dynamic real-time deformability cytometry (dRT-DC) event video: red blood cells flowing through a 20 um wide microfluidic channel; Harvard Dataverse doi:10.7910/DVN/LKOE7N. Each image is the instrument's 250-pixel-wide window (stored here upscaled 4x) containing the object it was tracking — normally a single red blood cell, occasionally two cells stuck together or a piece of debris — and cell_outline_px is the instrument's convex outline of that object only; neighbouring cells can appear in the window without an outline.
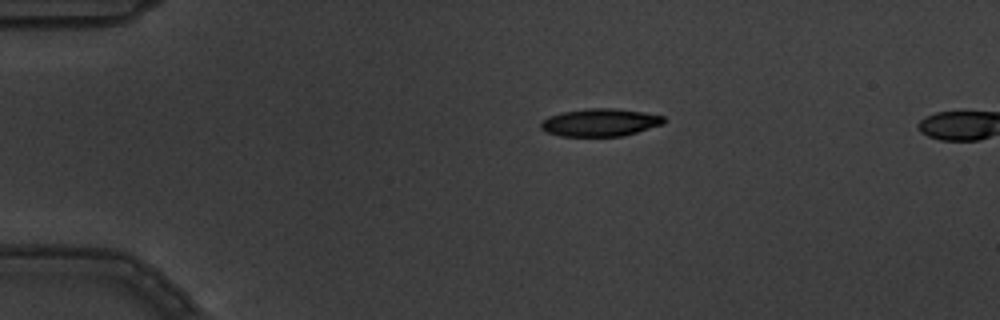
{"species": "common noctule bat (a hibernating species)", "species_latin": "Nyctalus noctula", "temperature_condition": "warm", "stored_images_in_passage": 2, "camera_frame_rate_fps": 3000, "um_per_image_px": 0.085, "animal": {"sex": "male", "body_mass_g": 19.5, "forearm_length_mm": 54.6}, "frame": {"image": 1, "passage_image": 1, "time_ms": 0.0, "image_size_px": [1000, 320], "cell_outline_px": [[664, 124], [636, 132], [620, 136], [560, 136], [548, 132], [540, 128], [540, 120], [548, 116], [564, 112], [588, 108], [616, 108], [664, 116]], "centroid_in_image_um": [50.97, 10.41], "position_along_channel_um": 34.0, "area_um2": 19.71}}